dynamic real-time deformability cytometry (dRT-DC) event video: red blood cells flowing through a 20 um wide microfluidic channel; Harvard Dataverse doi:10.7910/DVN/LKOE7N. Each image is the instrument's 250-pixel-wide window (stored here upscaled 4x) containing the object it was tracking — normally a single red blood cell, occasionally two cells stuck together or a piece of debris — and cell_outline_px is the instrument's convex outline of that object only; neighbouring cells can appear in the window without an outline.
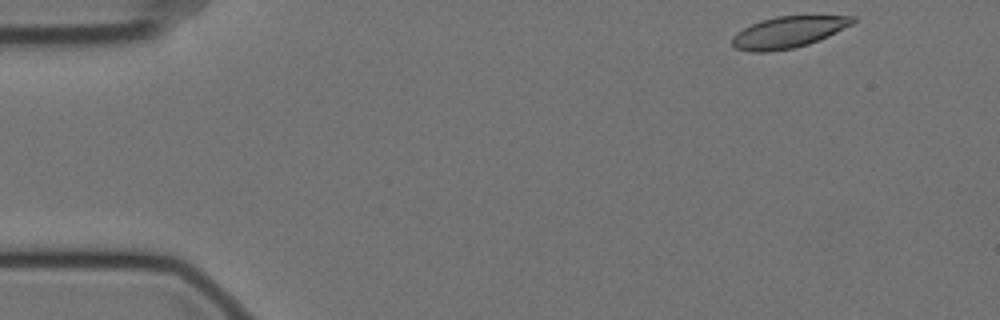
{"species": "Egyptian fruit bat (a non-hibernating species)", "species_latin": "Rousettus aegyptiacus", "temperature_condition": "cold", "stored_images_in_passage": 53, "camera_frame_rate_fps": 3000, "um_per_image_px": 0.085, "animal": {"sex": "female"}, "frame": {"image": 1, "passage_image": 1, "time_ms": 0.0, "image_size_px": [1000, 320], "cell_outline_px": [[856, 20], [852, 24], [828, 36], [808, 44], [792, 48], [768, 52], [752, 52], [736, 48], [732, 44], [732, 36], [736, 32], [760, 20], [776, 16], [856, 16]], "centroid_in_image_um": [66.98, 2.73], "position_along_channel_um": 18.0, "area_um2": 21.91}}
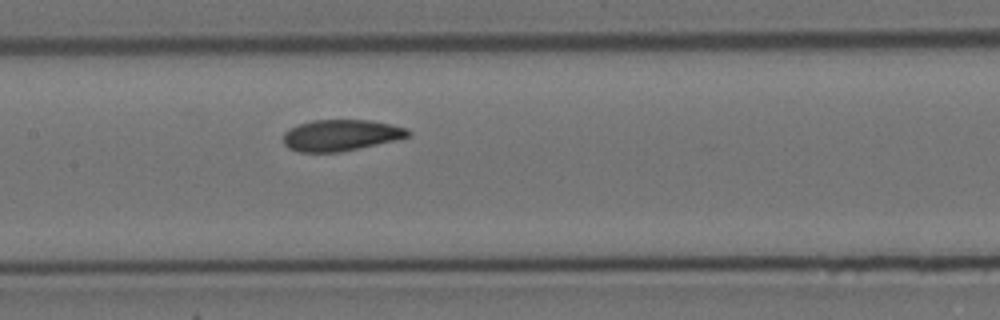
{"frame": {"image": 2, "passage_image": 23, "time_ms": 7.333, "image_size_px": [1000, 320], "cell_outline_px": [[412, 136], [396, 140], [340, 152], [296, 152], [288, 148], [284, 144], [284, 132], [288, 128], [312, 120], [368, 120], [392, 124], [408, 128], [412, 132]], "centroid_in_image_um": [28.99, 11.49], "position_along_channel_um": 178.4, "area_um2": 22.95}}
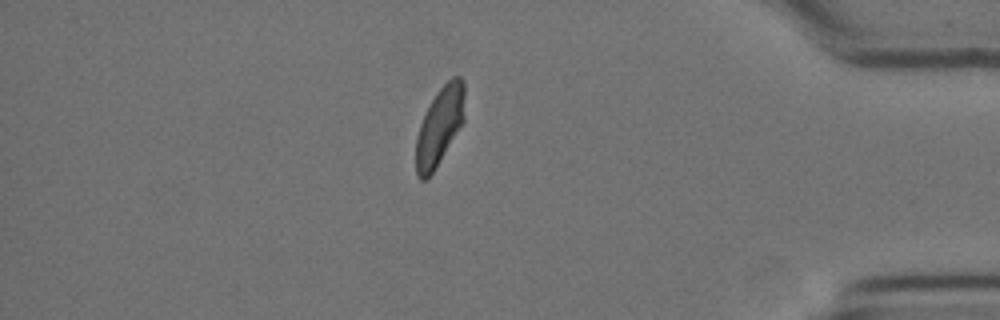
{"frame": {"image": 3, "passage_image": 45, "time_ms": 14.667, "image_size_px": [1000, 320], "cell_outline_px": [[464, 120], [428, 180], [420, 180], [416, 176], [416, 136], [420, 124], [436, 92], [452, 76], [460, 76], [464, 80]], "centroid_in_image_um": [37.36, 10.73], "position_along_channel_um": 397.8, "area_um2": 21.96}, "authors_computed_cell_mechanics": {"area_um2": 23.2356, "velocity_mm_per_s": 3.4909, "shape_relaxation_time_tau1_ms": 9.4746, "shape_relaxation_time_tau2_ms": 2.1596, "deformation_change_tau1": 0.1845, "deformation_change_tau2": 0.0773}}